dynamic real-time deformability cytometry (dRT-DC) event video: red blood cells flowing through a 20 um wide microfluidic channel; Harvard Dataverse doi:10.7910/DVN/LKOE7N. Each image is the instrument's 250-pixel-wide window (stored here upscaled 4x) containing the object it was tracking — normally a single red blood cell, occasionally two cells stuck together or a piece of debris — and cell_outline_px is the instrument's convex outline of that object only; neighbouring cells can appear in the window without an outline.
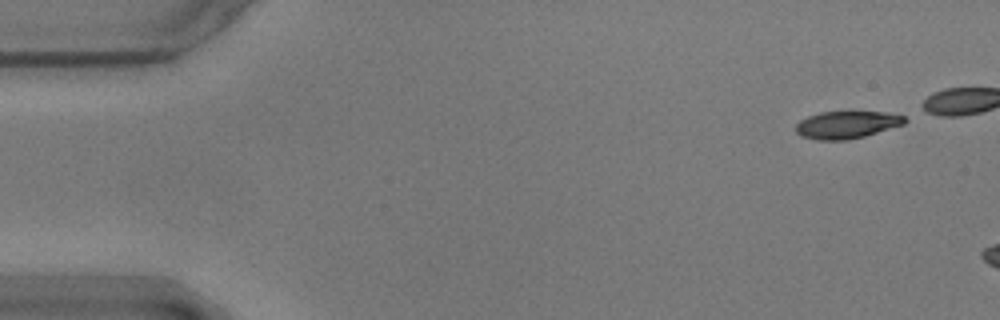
{"species": "common noctule bat (a hibernating species)", "species_latin": "Nyctalus noctula", "temperature_condition": "warm", "stored_images_in_passage": 7, "camera_frame_rate_fps": 3000, "um_per_image_px": 0.085, "animal": {"sex": "male", "body_mass_g": 17.9}, "frame": {"image": 1, "passage_image": 1, "time_ms": 0.0, "image_size_px": [1000, 320], "cell_outline_px": [[908, 120], [904, 124], [864, 136], [848, 140], [816, 140], [800, 136], [796, 132], [796, 124], [800, 120], [808, 116], [820, 112], [852, 108], [888, 112], [904, 116]], "centroid_in_image_um": [71.99, 10.54], "position_along_channel_um": 13.0, "area_um2": 18.38}}